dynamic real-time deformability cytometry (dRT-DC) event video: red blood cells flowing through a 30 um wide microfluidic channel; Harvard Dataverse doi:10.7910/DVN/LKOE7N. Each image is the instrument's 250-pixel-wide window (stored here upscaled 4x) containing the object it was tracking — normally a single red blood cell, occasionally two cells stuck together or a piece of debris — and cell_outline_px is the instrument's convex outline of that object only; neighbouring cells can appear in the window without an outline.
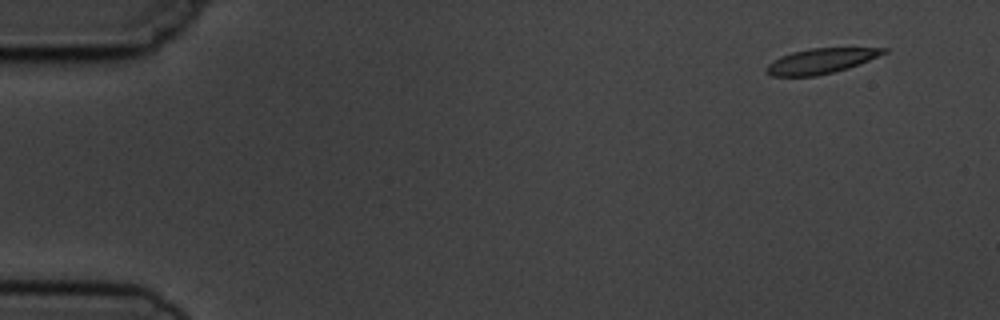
{"species": "common noctule bat (a hibernating species)", "species_latin": "Nyctalus noctula", "temperature_condition": "cold", "stored_images_in_passage": 5, "camera_frame_rate_fps": 3000, "um_per_image_px": 0.085, "animal": {"sex": "male", "body_mass_g": 19.5, "forearm_length_mm": 54.6}, "frame": {"image": 1, "passage_image": 1, "time_ms": 0.0, "image_size_px": [1000, 320], "cell_outline_px": [[888, 52], [848, 68], [816, 76], [772, 76], [764, 72], [764, 68], [772, 60], [780, 56], [792, 52], [808, 48], [888, 48]], "centroid_in_image_um": [69.7, 5.18], "position_along_channel_um": 15.3, "area_um2": 17.17}}